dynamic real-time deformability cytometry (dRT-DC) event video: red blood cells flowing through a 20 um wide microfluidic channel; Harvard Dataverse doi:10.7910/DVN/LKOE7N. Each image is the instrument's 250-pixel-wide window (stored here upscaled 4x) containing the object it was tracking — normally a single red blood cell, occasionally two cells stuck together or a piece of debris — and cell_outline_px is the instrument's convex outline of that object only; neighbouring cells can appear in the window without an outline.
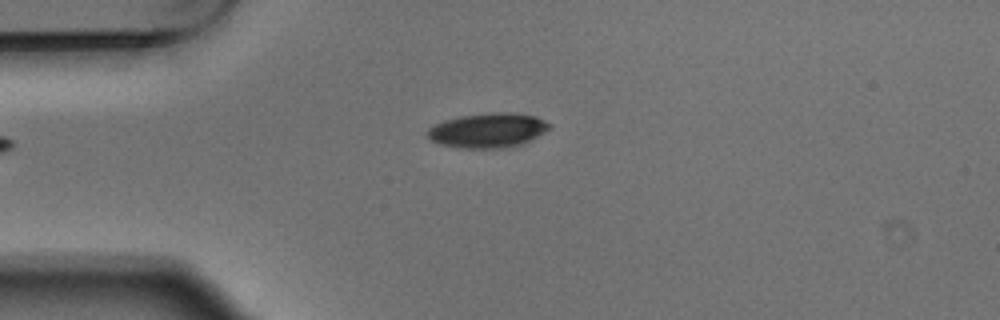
{"species": "Egyptian fruit bat (a non-hibernating species)", "species_latin": "Rousettus aegyptiacus", "temperature_condition": "warm", "stored_images_in_passage": 3, "camera_frame_rate_fps": 3000, "um_per_image_px": 0.085, "animal": {"sex": "male"}, "frame": {"image": 1, "passage_image": 3, "time_ms": 0.667, "image_size_px": [1000, 320], "cell_outline_px": [[552, 128], [520, 144], [504, 148], [464, 148], [444, 144], [432, 140], [428, 136], [428, 128], [444, 120], [460, 116], [492, 112], [508, 112], [536, 116], [552, 124]], "centroid_in_image_um": [41.51, 11.06], "position_along_channel_um": 43.5, "area_um2": 24.28}}